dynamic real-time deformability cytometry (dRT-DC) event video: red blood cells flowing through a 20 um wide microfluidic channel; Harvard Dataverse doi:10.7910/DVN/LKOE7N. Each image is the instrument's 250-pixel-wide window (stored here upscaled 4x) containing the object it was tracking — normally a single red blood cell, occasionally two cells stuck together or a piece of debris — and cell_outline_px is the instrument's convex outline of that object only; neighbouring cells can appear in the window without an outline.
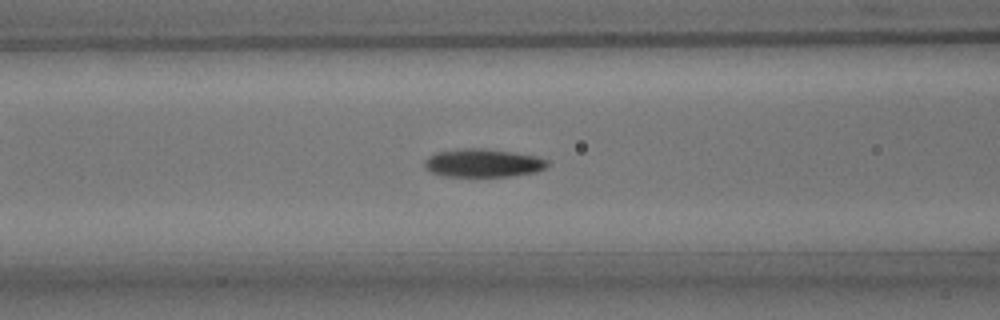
{"species": "common noctule bat (a hibernating species)", "species_latin": "Nyctalus noctula", "temperature_condition": "room temperature", "stored_images_in_passage": 44, "camera_frame_rate_fps": 3000, "um_per_image_px": 0.085, "animal": {"sex": "male", "body_mass_g": 15.6}, "frame": {"image": 1, "passage_image": 20, "time_ms": 6.333, "image_size_px": [1000, 320], "cell_outline_px": [[548, 164], [544, 168], [536, 172], [512, 176], [440, 176], [432, 172], [424, 164], [424, 160], [436, 152], [464, 148], [484, 148], [512, 152], [536, 156], [548, 160]], "centroid_in_image_um": [41.06, 13.85], "position_along_channel_um": 125.5, "area_um2": 20.11}}
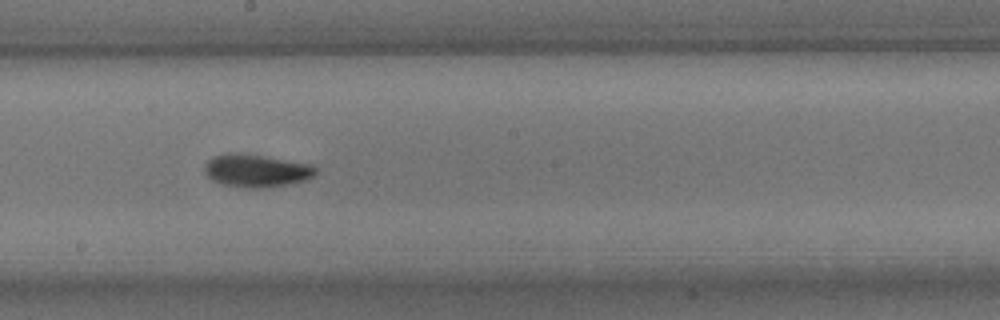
{"frame": {"image": 2, "passage_image": 28, "time_ms": 9.0, "image_size_px": [1000, 320], "cell_outline_px": [[316, 172], [308, 180], [264, 188], [248, 188], [220, 184], [212, 180], [204, 172], [204, 164], [212, 156], [228, 152], [236, 152], [312, 164], [316, 168]], "centroid_in_image_um": [21.74, 14.5], "position_along_channel_um": 226.5, "area_um2": 21.33}}
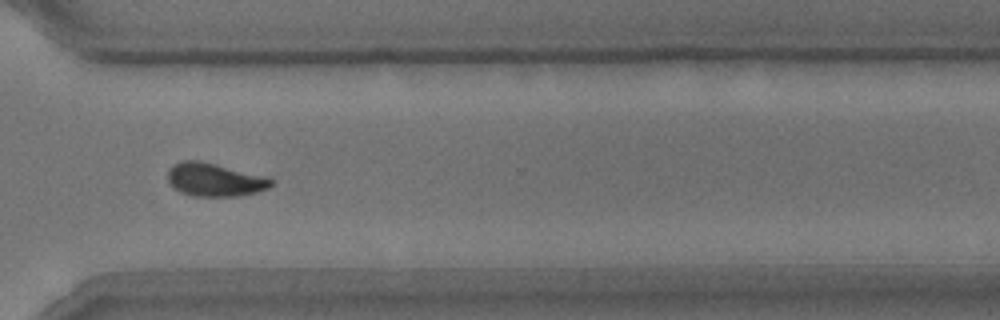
{"frame": {"image": 3, "passage_image": 38, "time_ms": 12.333, "image_size_px": [1000, 320], "cell_outline_px": [[272, 184], [268, 188], [256, 192], [236, 196], [196, 196], [180, 192], [168, 180], [168, 172], [176, 164], [184, 160], [200, 160], [268, 176], [272, 180]], "centroid_in_image_um": [18.29, 15.27], "position_along_channel_um": 352.3, "area_um2": 19.83}}